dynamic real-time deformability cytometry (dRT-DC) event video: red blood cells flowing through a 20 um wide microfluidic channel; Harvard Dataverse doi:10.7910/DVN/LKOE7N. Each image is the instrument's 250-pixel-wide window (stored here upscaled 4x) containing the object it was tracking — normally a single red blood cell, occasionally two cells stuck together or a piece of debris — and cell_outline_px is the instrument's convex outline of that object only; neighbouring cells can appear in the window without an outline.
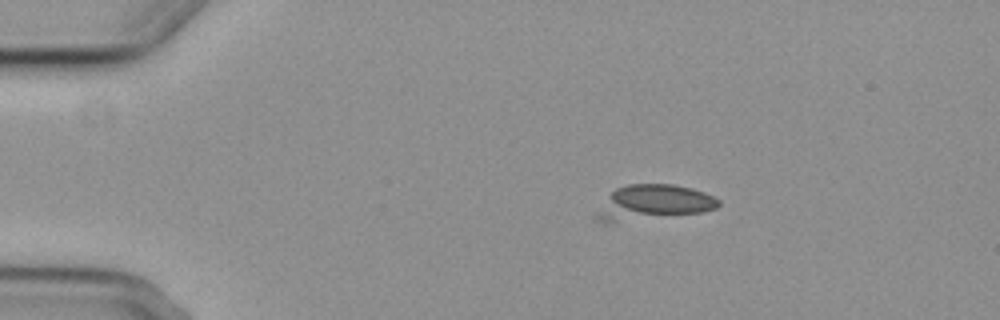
{"species": "common noctule bat (a hibernating species)", "species_latin": "Nyctalus noctula", "temperature_condition": "cold", "stored_images_in_passage": 10, "camera_frame_rate_fps": 3000, "um_per_image_px": 0.085, "animal": {"sex": "female", "body_mass_g": 29.2, "forearm_length_mm": 56.3}, "frame": {"image": 1, "passage_image": 3, "time_ms": 3.333, "image_size_px": [1000, 320], "cell_outline_px": [[720, 204], [716, 208], [700, 212], [608, 224], [600, 224], [592, 220], [612, 192], [616, 188], [628, 184], [672, 184], [704, 192], [720, 200]], "centroid_in_image_um": [55.47, 17.25], "position_along_channel_um": 29.5, "area_um2": 24.91}}
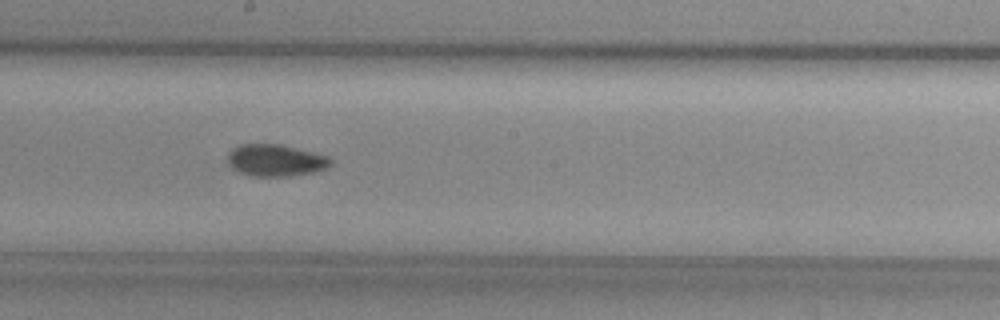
{"frame": {"image": 2, "passage_image": 9, "time_ms": 10.333, "image_size_px": [1000, 320], "cell_outline_px": [[332, 164], [328, 168], [316, 172], [288, 176], [252, 176], [240, 172], [232, 168], [228, 164], [228, 152], [232, 148], [240, 144], [280, 144], [328, 156], [332, 160]], "centroid_in_image_um": [23.43, 13.63], "position_along_channel_um": 224.8, "area_um2": 19.25}}